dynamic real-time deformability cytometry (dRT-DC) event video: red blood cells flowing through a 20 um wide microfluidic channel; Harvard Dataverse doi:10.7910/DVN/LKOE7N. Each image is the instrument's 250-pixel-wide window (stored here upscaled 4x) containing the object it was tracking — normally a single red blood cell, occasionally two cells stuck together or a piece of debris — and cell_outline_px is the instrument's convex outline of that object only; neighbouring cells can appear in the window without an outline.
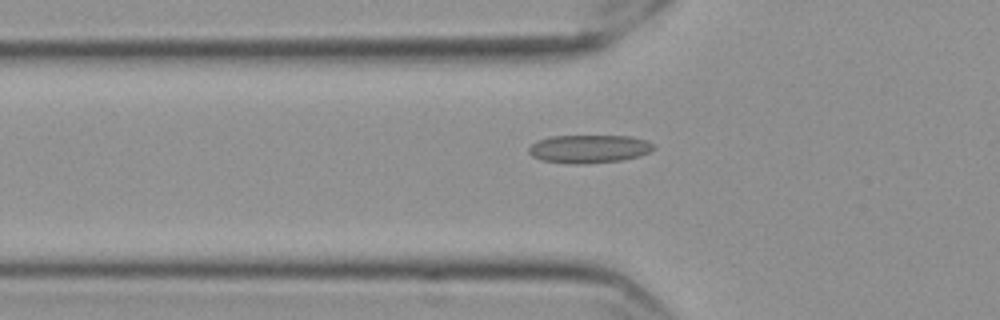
{"species": "Egyptian fruit bat (a non-hibernating species)", "species_latin": "Rousettus aegyptiacus", "temperature_condition": "cold", "stored_images_in_passage": 43, "camera_frame_rate_fps": 3000, "um_per_image_px": 0.085, "frame": {"image": 1, "passage_image": 8, "time_ms": 2.333, "image_size_px": [1000, 320], "cell_outline_px": [[656, 148], [640, 156], [620, 160], [580, 164], [568, 164], [540, 160], [532, 156], [528, 152], [528, 148], [536, 140], [548, 136], [632, 136], [648, 140], [656, 144]], "centroid_in_image_um": [50.07, 12.65], "position_along_channel_um": 75.7, "area_um2": 20.81}}
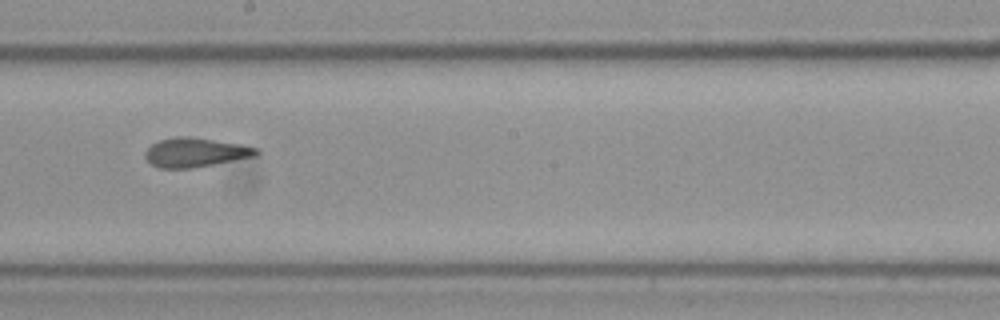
{"frame": {"image": 2, "passage_image": 21, "time_ms": 6.667, "image_size_px": [1000, 320], "cell_outline_px": [[260, 152], [256, 156], [192, 168], [156, 168], [144, 156], [144, 152], [152, 144], [160, 140], [176, 136], [188, 136], [240, 144], [260, 148]], "centroid_in_image_um": [16.61, 12.95], "position_along_channel_um": 231.6, "area_um2": 18.9}}
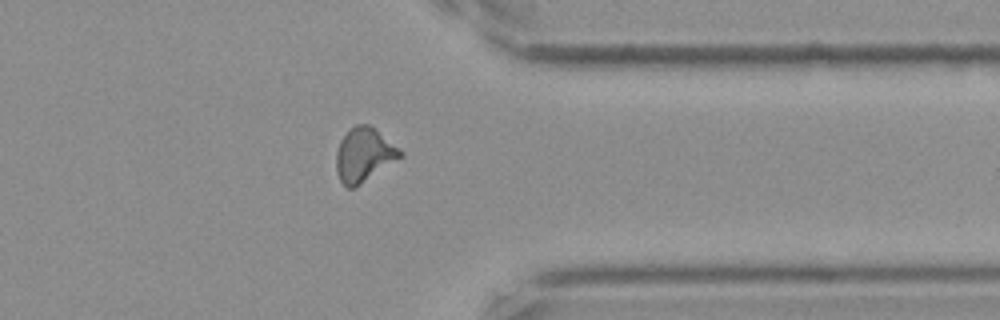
{"frame": {"image": 3, "passage_image": 34, "time_ms": 11.0, "image_size_px": [1000, 320], "cell_outline_px": [[404, 156], [360, 184], [352, 188], [348, 188], [340, 180], [336, 172], [336, 152], [340, 140], [356, 124], [368, 124], [376, 128], [400, 148], [404, 152]], "centroid_in_image_um": [30.97, 13.15], "position_along_channel_um": 380.4, "area_um2": 20.17}}